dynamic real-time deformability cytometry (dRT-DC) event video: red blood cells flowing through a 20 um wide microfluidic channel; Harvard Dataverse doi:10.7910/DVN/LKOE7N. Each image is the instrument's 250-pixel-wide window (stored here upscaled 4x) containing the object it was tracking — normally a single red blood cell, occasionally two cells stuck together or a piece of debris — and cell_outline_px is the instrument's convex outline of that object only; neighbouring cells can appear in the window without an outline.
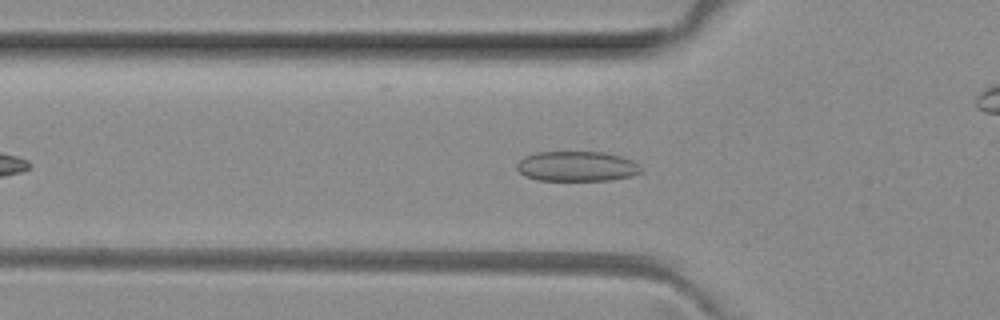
{"species": "common noctule bat (a hibernating species)", "species_latin": "Nyctalus noctula", "temperature_condition": "room temperature", "stored_images_in_passage": 40, "camera_frame_rate_fps": 3000, "um_per_image_px": 0.085, "animal": {"sex": "female", "body_mass_g": 29.2, "forearm_length_mm": 56.3}, "frame": {"image": 1, "passage_image": 9, "time_ms": 2.667, "image_size_px": [1000, 320], "cell_outline_px": [[644, 172], [632, 176], [608, 180], [536, 180], [524, 176], [516, 168], [516, 164], [524, 156], [536, 152], [604, 152], [620, 156], [632, 160]], "centroid_in_image_um": [49.01, 14.14], "position_along_channel_um": 76.8, "area_um2": 21.79}}
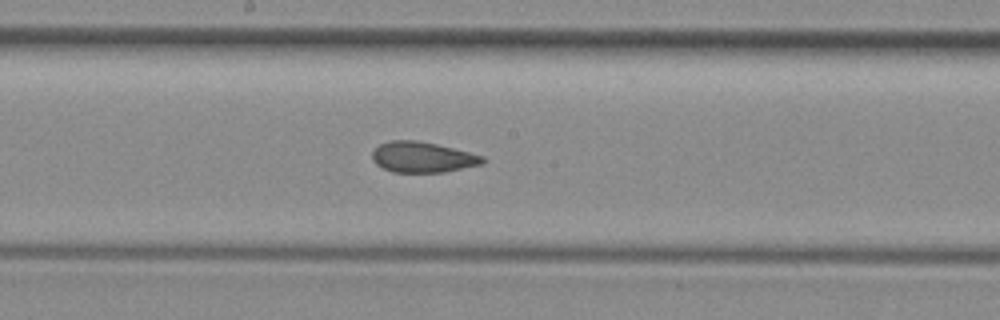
{"frame": {"image": 2, "passage_image": 19, "time_ms": 6.0, "image_size_px": [1000, 320], "cell_outline_px": [[484, 164], [444, 172], [392, 172], [376, 164], [372, 160], [372, 152], [380, 144], [392, 140], [416, 140], [436, 144], [484, 156]], "centroid_in_image_um": [35.91, 13.36], "position_along_channel_um": 212.3, "area_um2": 19.59}}
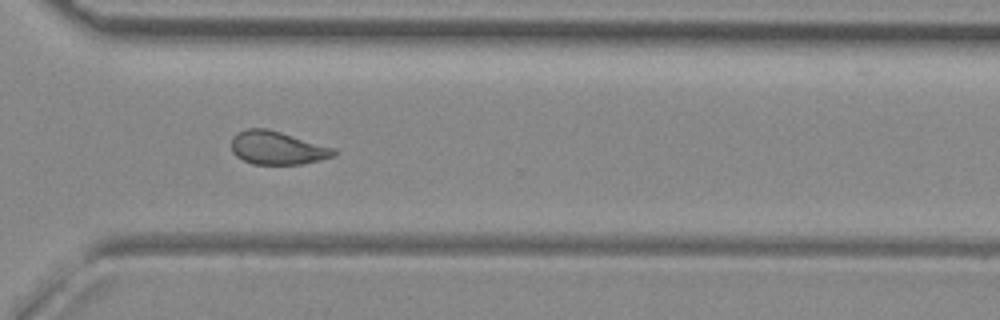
{"frame": {"image": 3, "passage_image": 29, "time_ms": 9.333, "image_size_px": [1000, 320], "cell_outline_px": [[336, 156], [320, 160], [300, 164], [252, 164], [236, 156], [232, 152], [232, 136], [236, 132], [244, 128], [268, 128], [336, 148]], "centroid_in_image_um": [23.57, 12.55], "position_along_channel_um": 347.0, "area_um2": 20.11}, "authors_computed_cell_mechanics": {"area_um2": 20.1722, "velocity_mm_per_s": 4.0521, "shape_relaxation_time_tau1_ms": null, "shape_relaxation_time_tau2_ms": 2.4029, "deformation_change_tau1": null, "deformation_change_tau2": 0.0816}}